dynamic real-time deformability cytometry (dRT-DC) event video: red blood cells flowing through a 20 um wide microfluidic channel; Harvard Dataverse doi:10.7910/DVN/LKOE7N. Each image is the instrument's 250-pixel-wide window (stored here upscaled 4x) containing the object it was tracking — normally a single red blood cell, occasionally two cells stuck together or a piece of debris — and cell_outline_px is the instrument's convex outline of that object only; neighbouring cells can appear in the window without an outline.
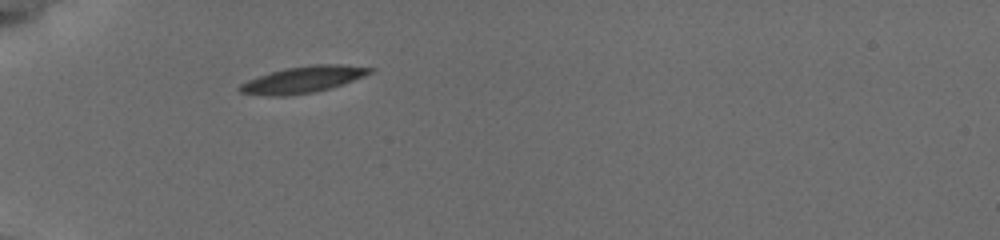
{"species": "common noctule bat (a hibernating species)", "species_latin": "Nyctalus noctula", "temperature_condition": "cold", "stored_images_in_passage": 7, "camera_frame_rate_fps": 3000, "um_per_image_px": 0.085, "animal": {"sex": "female", "body_mass_g": 19.5, "forearm_length_mm": 54.1}, "frame": {"image": 1, "passage_image": 1, "time_ms": 0.0, "image_size_px": [1000, 240], "cell_outline_px": [[376, 68], [372, 72], [364, 76], [328, 88], [312, 92], [288, 96], [268, 96], [240, 92], [236, 88], [240, 84], [248, 80], [284, 68], [308, 64], [344, 64]], "centroid_in_image_um": [25.75, 6.75], "position_along_channel_um": 59.3, "area_um2": 20.0}}
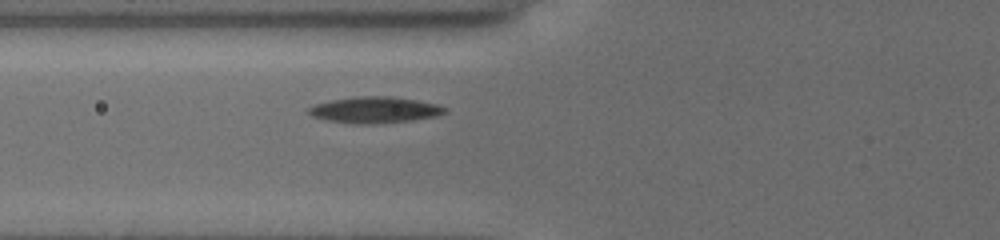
{"frame": {"image": 2, "passage_image": 6, "time_ms": 1.333, "image_size_px": [1000, 240], "cell_outline_px": [[448, 108], [444, 112], [436, 116], [412, 120], [372, 124], [356, 124], [328, 120], [312, 116], [308, 112], [308, 108], [316, 104], [332, 100], [356, 96], [388, 96], [416, 100], [436, 104]], "centroid_in_image_um": [31.85, 9.34], "position_along_channel_um": 94.0, "area_um2": 20.58}}